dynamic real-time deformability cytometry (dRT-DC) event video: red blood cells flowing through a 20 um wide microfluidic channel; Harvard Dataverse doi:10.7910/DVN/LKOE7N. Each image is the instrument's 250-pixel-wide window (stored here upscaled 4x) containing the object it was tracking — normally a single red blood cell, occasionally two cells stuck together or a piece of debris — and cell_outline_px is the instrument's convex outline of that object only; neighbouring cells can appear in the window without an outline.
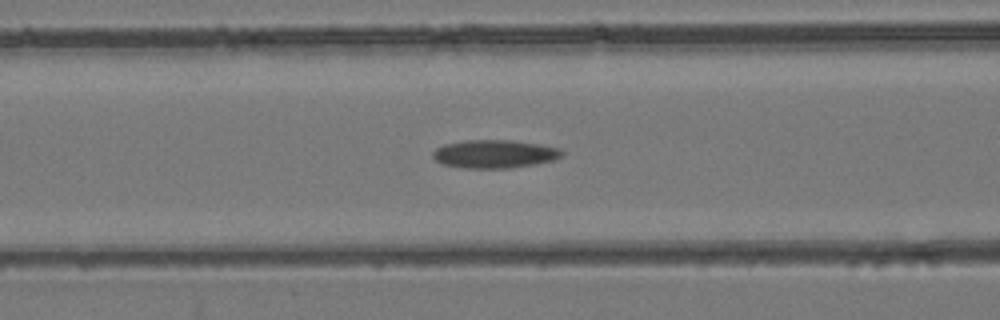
{"species": "common noctule bat (a hibernating species)", "species_latin": "Nyctalus noctula", "temperature_condition": "room temperature", "stored_images_in_passage": 33, "camera_frame_rate_fps": 3000, "um_per_image_px": 0.085, "animal": {"sex": "female", "body_mass_g": 24.6, "forearm_length_mm": 56.2}, "frame": {"image": 1, "passage_image": 17, "time_ms": 5.333, "image_size_px": [1000, 320], "cell_outline_px": [[564, 152], [560, 156], [552, 160], [532, 164], [508, 168], [464, 168], [444, 164], [436, 160], [432, 156], [432, 152], [436, 148], [444, 144], [464, 140], [512, 140], [540, 144], [560, 148]], "centroid_in_image_um": [42.01, 13.07], "position_along_channel_um": 124.6, "area_um2": 21.1}}
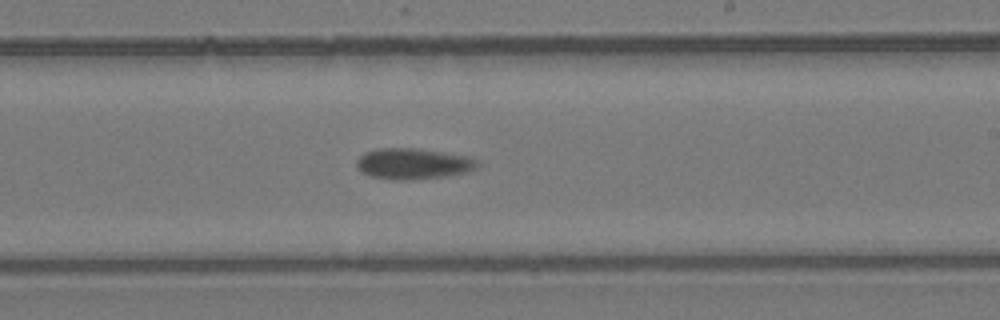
{"frame": {"image": 2, "passage_image": 26, "time_ms": 8.333, "image_size_px": [1000, 320], "cell_outline_px": [[480, 160], [472, 168], [464, 172], [444, 176], [372, 176], [364, 172], [356, 164], [356, 160], [364, 152], [376, 148], [416, 148], [444, 152], [468, 156]], "centroid_in_image_um": [35.12, 13.82], "position_along_channel_um": 253.9, "area_um2": 20.23}}
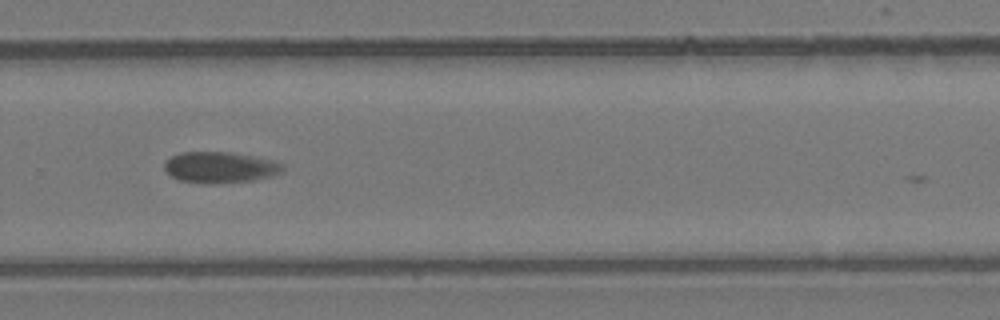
{"frame": {"image": 3, "passage_image": 30, "time_ms": 9.667, "image_size_px": [1000, 320], "cell_outline_px": [[284, 168], [280, 172], [272, 176], [252, 180], [208, 184], [180, 180], [172, 176], [164, 168], [164, 164], [172, 156], [180, 152], [232, 152], [272, 160], [284, 164]], "centroid_in_image_um": [18.71, 14.22], "position_along_channel_um": 311.1, "area_um2": 21.21}}